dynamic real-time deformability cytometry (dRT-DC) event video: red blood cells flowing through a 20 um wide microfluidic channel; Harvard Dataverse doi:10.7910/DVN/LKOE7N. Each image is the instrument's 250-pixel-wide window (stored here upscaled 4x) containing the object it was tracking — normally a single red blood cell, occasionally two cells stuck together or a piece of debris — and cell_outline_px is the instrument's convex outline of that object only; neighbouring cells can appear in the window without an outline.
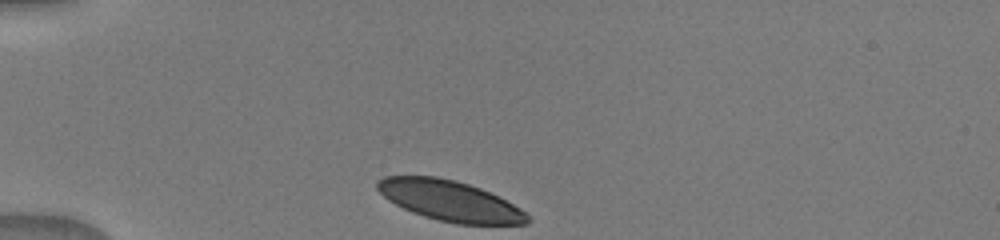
{"species": "human", "species_latin": "Homo sapiens", "temperature_condition": "warm", "stored_images_in_passage": 16, "camera_frame_rate_fps": 3000, "um_per_image_px": 0.085, "donor": {"sex": "male"}, "frame": {"image": 1, "passage_image": 1, "time_ms": 0.0, "image_size_px": [1000, 240], "cell_outline_px": [[532, 220], [528, 224], [456, 224], [424, 216], [412, 212], [388, 200], [376, 188], [376, 180], [384, 176], [436, 176], [456, 180], [480, 188], [520, 208]], "centroid_in_image_um": [38.21, 17.06], "position_along_channel_um": 46.8, "area_um2": 35.08}}
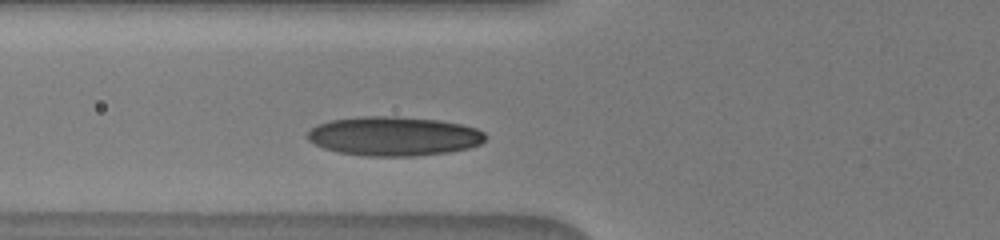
{"frame": {"image": 2, "passage_image": 5, "time_ms": 2.0, "image_size_px": [1000, 240], "cell_outline_px": [[488, 136], [480, 144], [468, 148], [448, 152], [416, 156], [368, 156], [336, 152], [324, 148], [308, 140], [308, 132], [316, 124], [332, 120], [360, 116], [396, 116], [436, 120], [460, 124], [476, 128], [484, 132]], "centroid_in_image_um": [33.48, 11.57], "position_along_channel_um": 92.3, "area_um2": 40.63}}
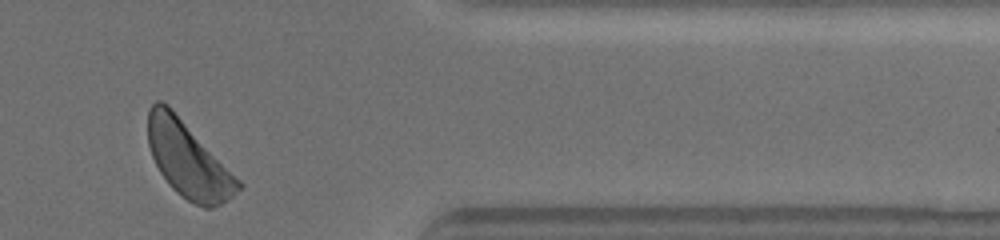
{"frame": {"image": 3, "passage_image": 16, "time_ms": 10.0, "image_size_px": [1000, 240], "cell_outline_px": [[244, 184], [232, 196], [220, 204], [212, 208], [204, 208], [188, 200], [176, 192], [172, 188], [160, 172], [152, 156], [148, 144], [148, 108], [156, 100], [160, 100], [168, 104], [172, 108]], "centroid_in_image_um": [15.98, 13.56], "position_along_channel_um": 395.4, "area_um2": 39.42}}